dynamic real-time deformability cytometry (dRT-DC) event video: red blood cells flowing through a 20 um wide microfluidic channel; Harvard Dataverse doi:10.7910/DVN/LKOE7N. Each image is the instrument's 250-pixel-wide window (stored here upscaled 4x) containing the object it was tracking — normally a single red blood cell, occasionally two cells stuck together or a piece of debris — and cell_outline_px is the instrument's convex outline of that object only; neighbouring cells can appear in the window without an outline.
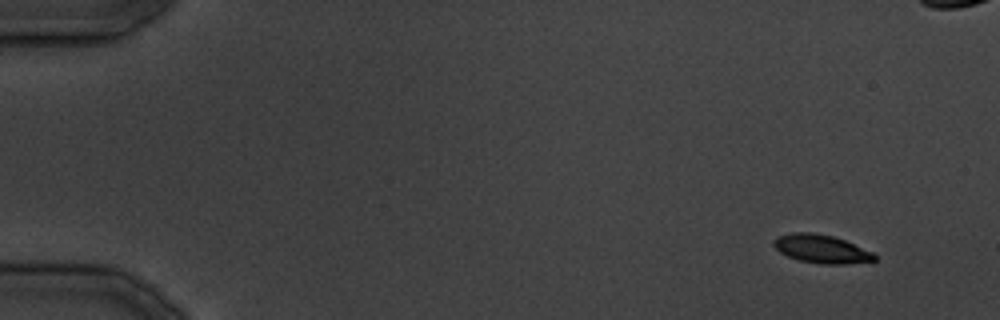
{"species": "common noctule bat (a hibernating species)", "species_latin": "Nyctalus noctula", "temperature_condition": "cold", "stored_images_in_passage": 19, "camera_frame_rate_fps": 3000, "um_per_image_px": 0.085, "animal": {"sex": "male", "body_mass_g": 19.5, "forearm_length_mm": 54.6}, "frame": {"image": 1, "passage_image": 1, "time_ms": 0.0, "image_size_px": [1000, 320], "cell_outline_px": [[876, 260], [844, 264], [820, 264], [800, 260], [788, 256], [780, 252], [772, 244], [772, 240], [776, 236], [792, 232], [812, 232], [832, 236], [844, 240], [872, 252], [876, 256]], "centroid_in_image_um": [69.77, 21.15], "position_along_channel_um": 15.2, "area_um2": 16.59}}
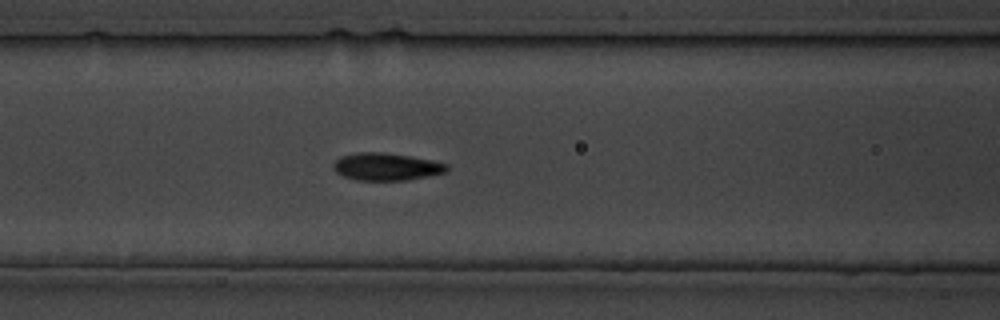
{"frame": {"image": 2, "passage_image": 14, "time_ms": 15.667, "image_size_px": [1000, 320], "cell_outline_px": [[448, 172], [408, 180], [356, 180], [344, 176], [336, 172], [332, 168], [332, 164], [340, 156], [356, 152], [384, 152], [432, 160], [448, 164]], "centroid_in_image_um": [32.83, 14.16], "position_along_channel_um": 133.8, "area_um2": 18.26}}
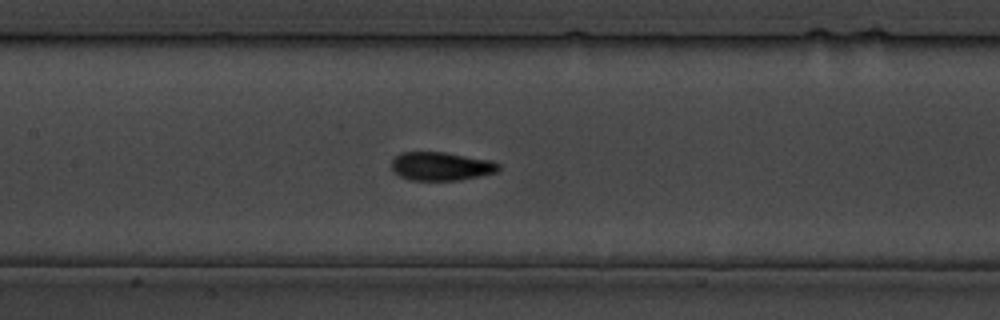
{"frame": {"image": 3, "passage_image": 16, "time_ms": 18.0, "image_size_px": [1000, 320], "cell_outline_px": [[500, 168], [496, 172], [460, 180], [408, 180], [400, 176], [392, 168], [392, 160], [400, 152], [444, 152], [492, 160], [500, 164]], "centroid_in_image_um": [37.5, 14.13], "position_along_channel_um": 169.9, "area_um2": 17.74}}